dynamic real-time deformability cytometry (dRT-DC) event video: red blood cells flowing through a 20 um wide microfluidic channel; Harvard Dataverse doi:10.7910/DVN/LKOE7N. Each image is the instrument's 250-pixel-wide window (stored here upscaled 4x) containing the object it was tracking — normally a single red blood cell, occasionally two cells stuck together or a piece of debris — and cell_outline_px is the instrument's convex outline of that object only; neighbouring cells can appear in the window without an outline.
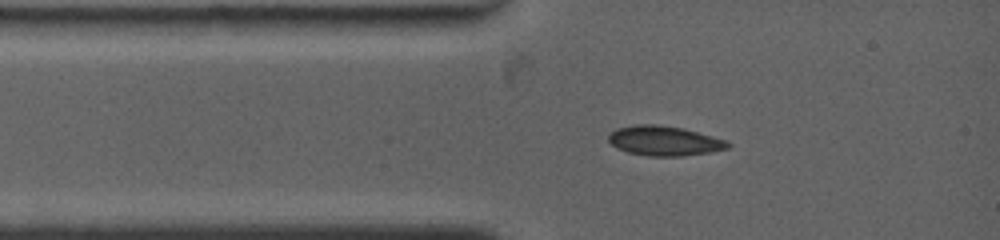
{"species": "common noctule bat (a hibernating species)", "species_latin": "Nyctalus noctula", "temperature_condition": "warm", "stored_images_in_passage": 7, "camera_frame_rate_fps": 4500, "um_per_image_px": 0.085, "animal": {"sex": "female", "body_mass_g": 19.0, "forearm_length_mm": 53.3}, "frame": {"image": 1, "passage_image": 2, "time_ms": 0.889, "image_size_px": [1000, 240], "cell_outline_px": [[732, 144], [728, 148], [708, 152], [680, 156], [648, 156], [628, 152], [616, 148], [608, 140], [608, 136], [616, 128], [636, 124], [656, 124], [684, 128], [728, 140]], "centroid_in_image_um": [56.47, 11.96], "position_along_channel_um": 28.5, "area_um2": 20.75}}
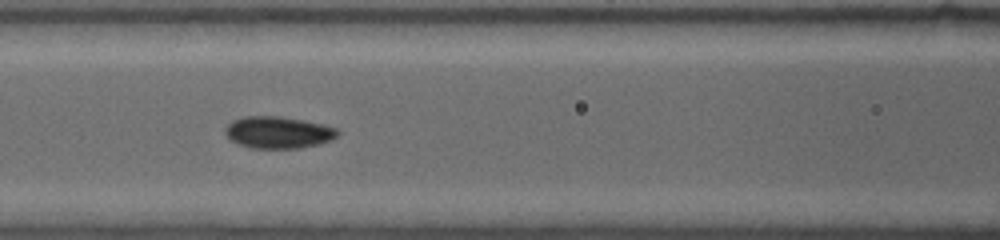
{"frame": {"image": 2, "passage_image": 6, "time_ms": 4.0, "image_size_px": [1000, 240], "cell_outline_px": [[340, 132], [332, 140], [320, 144], [300, 148], [248, 148], [232, 140], [224, 132], [224, 128], [232, 120], [244, 116], [280, 116], [304, 120], [324, 124], [336, 128]], "centroid_in_image_um": [23.66, 11.25], "position_along_channel_um": 142.9, "area_um2": 21.04}}
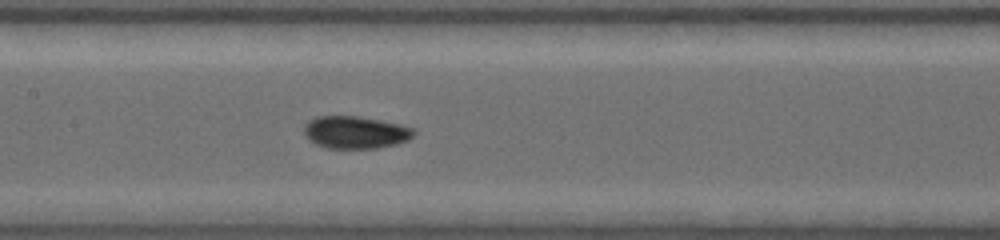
{"frame": {"image": 3, "passage_image": 7, "time_ms": 4.889, "image_size_px": [1000, 240], "cell_outline_px": [[416, 132], [408, 140], [396, 144], [376, 148], [328, 148], [316, 144], [308, 140], [304, 132], [304, 124], [308, 120], [316, 116], [356, 116], [380, 120], [400, 124], [416, 128]], "centroid_in_image_um": [30.21, 11.24], "position_along_channel_um": 177.2, "area_um2": 20.87}}